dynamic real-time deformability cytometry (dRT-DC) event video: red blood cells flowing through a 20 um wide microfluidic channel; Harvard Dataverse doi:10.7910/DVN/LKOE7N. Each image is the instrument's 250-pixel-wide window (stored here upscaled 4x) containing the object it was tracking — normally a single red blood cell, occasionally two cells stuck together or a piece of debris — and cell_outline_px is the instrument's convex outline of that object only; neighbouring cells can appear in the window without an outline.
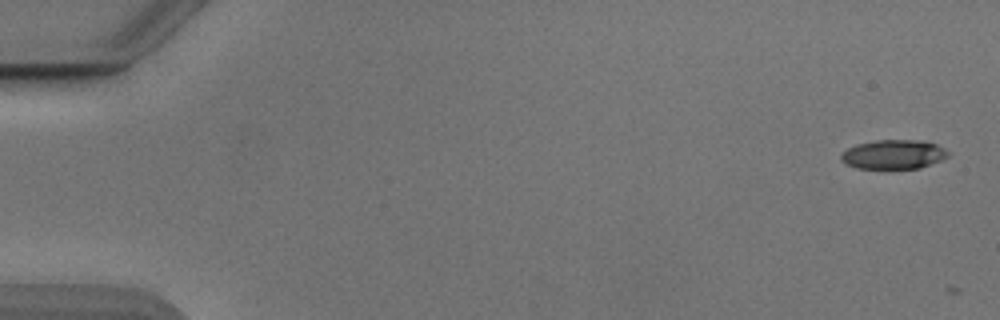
{"species": "Egyptian fruit bat (a non-hibernating species)", "species_latin": "Rousettus aegyptiacus", "temperature_condition": "cold", "stored_images_in_passage": 5, "camera_frame_rate_fps": 3000, "um_per_image_px": 0.085, "animal": {"sex": "male"}, "frame": {"image": 1, "passage_image": 2, "time_ms": 0.333, "image_size_px": [1000, 320], "cell_outline_px": [[948, 156], [940, 160], [920, 168], [856, 168], [840, 160], [840, 156], [848, 148], [856, 144], [876, 140], [920, 140], [936, 144], [944, 148], [948, 152]], "centroid_in_image_um": [75.94, 13.11], "position_along_channel_um": 9.1, "area_um2": 18.03}}